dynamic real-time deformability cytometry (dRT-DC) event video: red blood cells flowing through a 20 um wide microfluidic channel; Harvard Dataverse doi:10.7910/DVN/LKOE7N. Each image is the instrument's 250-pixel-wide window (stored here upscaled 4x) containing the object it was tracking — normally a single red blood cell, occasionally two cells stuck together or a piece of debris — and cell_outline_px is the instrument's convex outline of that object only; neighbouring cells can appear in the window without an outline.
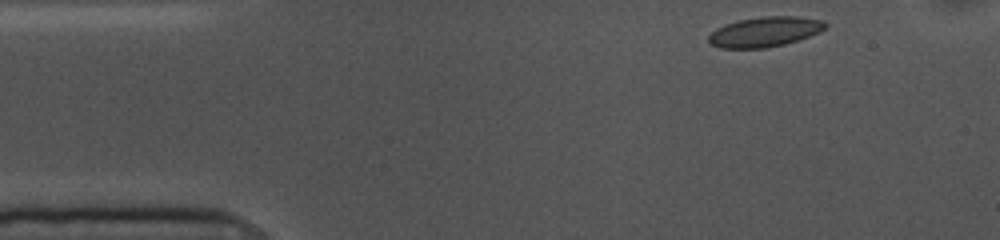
{"species": "common noctule bat (a hibernating species)", "species_latin": "Nyctalus noctula", "temperature_condition": "cold", "stored_images_in_passage": 49, "camera_frame_rate_fps": 3000, "um_per_image_px": 0.085, "animal": {"sex": "female", "body_mass_g": 10.0, "forearm_length_mm": 53.1}, "frame": {"image": 1, "passage_image": 1, "time_ms": 0.0, "image_size_px": [1000, 240], "cell_outline_px": [[828, 28], [820, 32], [784, 44], [768, 48], [720, 48], [712, 44], [708, 40], [708, 36], [716, 28], [724, 24], [740, 20], [764, 16], [796, 16], [824, 20], [828, 24]], "centroid_in_image_um": [65.04, 2.7], "position_along_channel_um": 20.0, "area_um2": 20.46}}
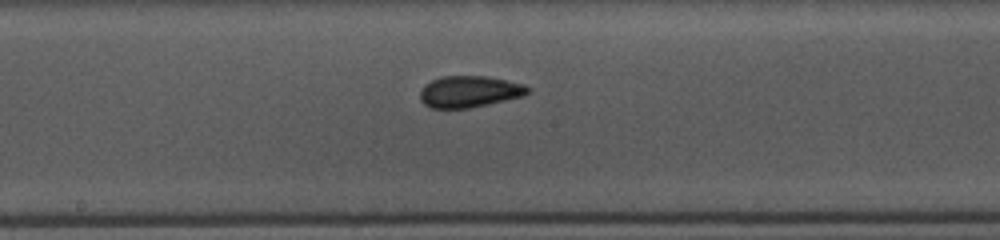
{"frame": {"image": 2, "passage_image": 22, "time_ms": 7.0, "image_size_px": [1000, 240], "cell_outline_px": [[532, 88], [524, 96], [488, 104], [468, 108], [428, 108], [420, 100], [420, 92], [424, 84], [440, 76], [484, 76], [524, 84]], "centroid_in_image_um": [39.88, 7.79], "position_along_channel_um": 208.3, "area_um2": 19.83}}
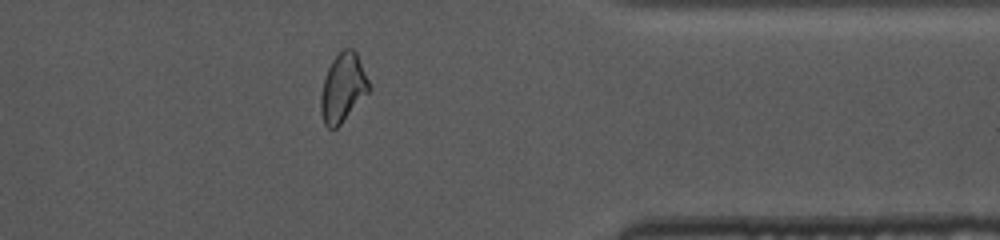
{"frame": {"image": 3, "passage_image": 38, "time_ms": 12.333, "image_size_px": [1000, 240], "cell_outline_px": [[372, 88], [340, 124], [336, 128], [328, 128], [324, 124], [320, 112], [320, 96], [324, 76], [332, 60], [344, 48], [352, 48], [356, 52]], "centroid_in_image_um": [29.13, 7.46], "position_along_channel_um": 382.3, "area_um2": 19.19}, "authors_computed_cell_mechanics": {"area_um2": 19.8832, "velocity_mm_per_s": 3.5877, "shape_relaxation_time_tau1_ms": 5.0966, "shape_relaxation_time_tau2_ms": 2.3456, "deformation_change_tau1": 0.1038, "deformation_change_tau2": 0.0518}}